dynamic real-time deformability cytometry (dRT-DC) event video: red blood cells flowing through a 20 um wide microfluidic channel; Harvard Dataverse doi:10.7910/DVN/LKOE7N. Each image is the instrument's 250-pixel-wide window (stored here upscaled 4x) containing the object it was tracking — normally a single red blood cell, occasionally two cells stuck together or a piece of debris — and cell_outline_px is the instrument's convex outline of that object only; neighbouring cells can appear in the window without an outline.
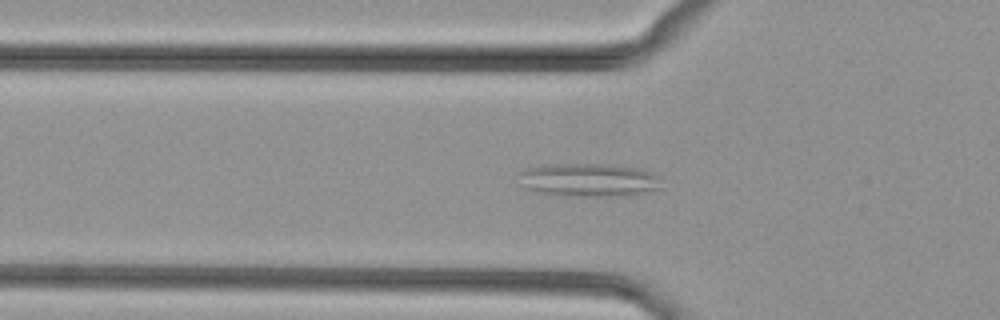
{"species": "common noctule bat (a hibernating species)", "species_latin": "Nyctalus noctula", "temperature_condition": "cold", "stored_images_in_passage": 49, "segment_of_instrument_passage": [1, 2], "camera_frame_rate_fps": 3000, "um_per_image_px": 0.085, "animal": {"sex": "female", "body_mass_g": 29.2, "forearm_length_mm": 56.3}, "frame": {"image": 1, "passage_image": 16, "time_ms": 5.0, "image_size_px": [1000, 320], "cell_outline_px": [[660, 188], [644, 192], [616, 196], [584, 196], [536, 192], [524, 188], [516, 172], [524, 168], [544, 164], [616, 164], [636, 168], [652, 172], [660, 176]], "centroid_in_image_um": [49.99, 15.27], "position_along_channel_um": 75.8, "area_um2": 27.86}}